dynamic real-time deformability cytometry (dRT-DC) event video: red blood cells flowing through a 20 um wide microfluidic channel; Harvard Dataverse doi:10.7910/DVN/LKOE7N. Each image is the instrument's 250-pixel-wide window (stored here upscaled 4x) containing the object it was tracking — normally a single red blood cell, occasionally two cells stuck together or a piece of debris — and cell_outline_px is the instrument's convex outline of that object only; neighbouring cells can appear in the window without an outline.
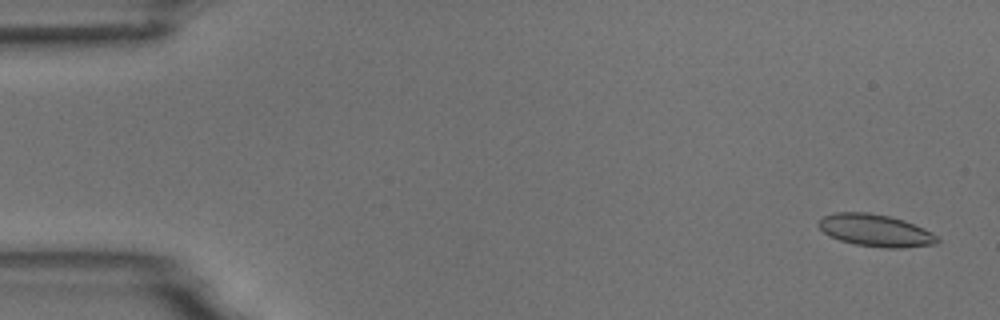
{"species": "common noctule bat (a hibernating species)", "species_latin": "Nyctalus noctula", "temperature_condition": "room temperature", "stored_images_in_passage": 4, "camera_frame_rate_fps": 3000, "um_per_image_px": 0.085, "animal": {"sex": "male", "body_mass_g": 18.8}, "frame": {"image": 1, "passage_image": 1, "time_ms": 0.0, "image_size_px": [1000, 320], "cell_outline_px": [[940, 240], [936, 244], [900, 248], [884, 248], [856, 244], [840, 240], [828, 236], [816, 224], [824, 216], [832, 212], [868, 212], [888, 216], [904, 220], [924, 228], [932, 232]], "centroid_in_image_um": [74.4, 19.58], "position_along_channel_um": 10.6, "area_um2": 22.31}}